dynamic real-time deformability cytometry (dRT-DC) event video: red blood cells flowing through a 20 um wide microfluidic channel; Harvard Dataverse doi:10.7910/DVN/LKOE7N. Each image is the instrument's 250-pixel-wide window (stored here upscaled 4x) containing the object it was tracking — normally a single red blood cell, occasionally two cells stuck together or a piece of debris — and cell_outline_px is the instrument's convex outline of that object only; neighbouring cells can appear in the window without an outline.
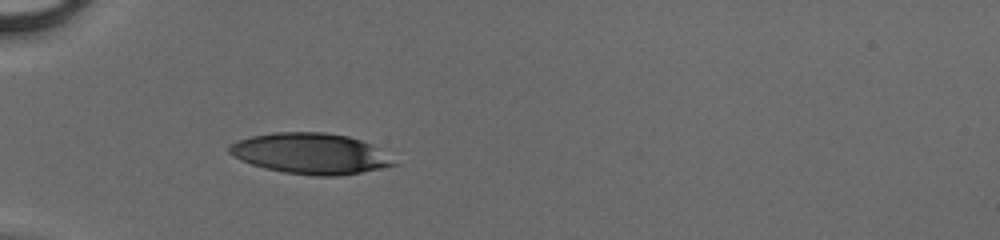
{"species": "human", "species_latin": "Homo sapiens", "temperature_condition": "cold", "stored_images_in_passage": 34, "segment_of_instrument_passage": [1, 2], "camera_frame_rate_fps": 3000, "um_per_image_px": 0.085, "donor": {"sex": "male"}, "frame": {"image": 1, "passage_image": 1, "time_ms": 0.0, "image_size_px": [1000, 240], "cell_outline_px": [[400, 164], [360, 172], [336, 176], [312, 176], [284, 172], [264, 168], [240, 160], [232, 156], [228, 152], [228, 148], [236, 140], [252, 136], [276, 132], [324, 132], [348, 136], [372, 144]], "centroid_in_image_um": [26.38, 13.05], "position_along_channel_um": 58.6, "area_um2": 39.07}}
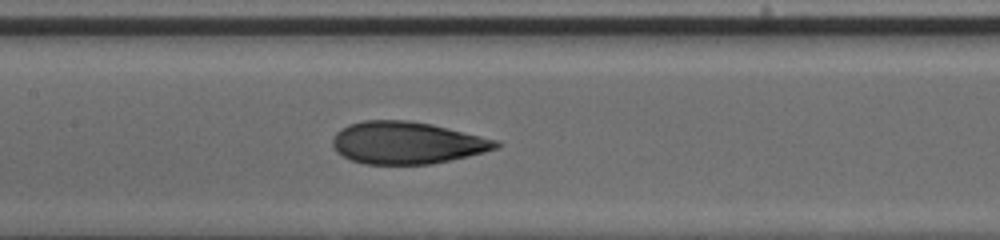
{"frame": {"image": 2, "passage_image": 10, "time_ms": 3.0, "image_size_px": [1000, 240], "cell_outline_px": [[500, 144], [496, 148], [484, 152], [468, 156], [432, 164], [364, 164], [352, 160], [336, 152], [332, 144], [332, 140], [336, 132], [340, 128], [348, 124], [364, 120], [408, 120], [432, 124], [500, 140]], "centroid_in_image_um": [34.58, 12.13], "position_along_channel_um": 172.8, "area_um2": 40.34}}
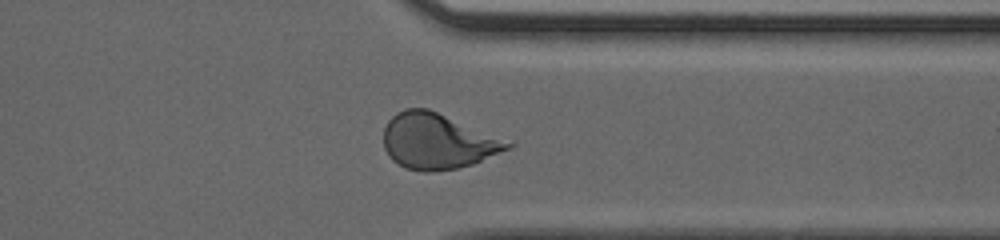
{"frame": {"image": 3, "passage_image": 24, "time_ms": 7.667, "image_size_px": [1000, 240], "cell_outline_px": [[516, 144], [512, 148], [472, 164], [456, 168], [432, 172], [424, 172], [404, 168], [392, 160], [388, 156], [384, 148], [384, 128], [388, 120], [396, 112], [404, 108], [428, 108], [516, 140]], "centroid_in_image_um": [37.29, 11.98], "position_along_channel_um": 374.1, "area_um2": 41.44}}